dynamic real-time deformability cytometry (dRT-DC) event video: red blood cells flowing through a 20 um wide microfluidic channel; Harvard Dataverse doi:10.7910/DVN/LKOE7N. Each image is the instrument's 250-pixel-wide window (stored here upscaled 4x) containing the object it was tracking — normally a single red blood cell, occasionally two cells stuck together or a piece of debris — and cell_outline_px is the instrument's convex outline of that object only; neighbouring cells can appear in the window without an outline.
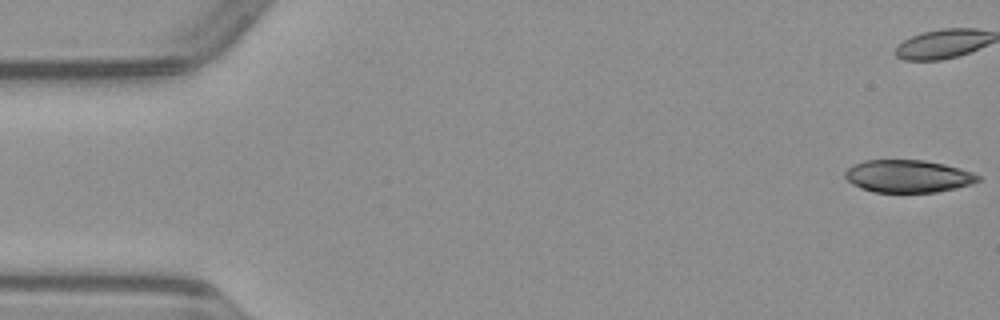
{"species": "common noctule bat (a hibernating species)", "species_latin": "Nyctalus noctula", "temperature_condition": "warm", "stored_images_in_passage": 39, "camera_frame_rate_fps": 3000, "um_per_image_px": 0.085, "animal": {"sex": "male", "body_mass_g": 23.1, "forearm_length_mm": 52.7}, "frame": {"image": 1, "passage_image": 1, "time_ms": 0.0, "image_size_px": [1000, 320], "cell_outline_px": [[980, 180], [972, 184], [956, 188], [936, 192], [872, 192], [860, 188], [852, 184], [844, 176], [844, 172], [848, 168], [864, 160], [924, 160], [944, 164], [972, 172], [980, 176]], "centroid_in_image_um": [77.17, 14.98], "position_along_channel_um": 7.8, "area_um2": 25.2}}